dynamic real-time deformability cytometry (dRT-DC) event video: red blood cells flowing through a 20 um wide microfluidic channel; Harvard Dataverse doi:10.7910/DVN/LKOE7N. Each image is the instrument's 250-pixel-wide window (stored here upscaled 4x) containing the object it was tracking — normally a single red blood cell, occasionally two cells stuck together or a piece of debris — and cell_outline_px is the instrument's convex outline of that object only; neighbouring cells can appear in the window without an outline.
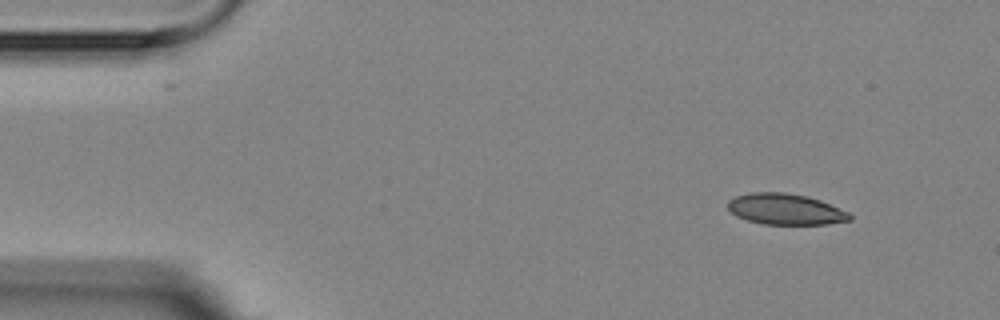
{"species": "Egyptian fruit bat (a non-hibernating species)", "species_latin": "Rousettus aegyptiacus", "temperature_condition": "room temperature", "stored_images_in_passage": 4, "camera_frame_rate_fps": 3000, "um_per_image_px": 0.085, "animal": {"sex": "female"}, "frame": {"image": 1, "passage_image": 1, "time_ms": 0.0, "image_size_px": [1000, 320], "cell_outline_px": [[852, 220], [828, 224], [764, 224], [748, 220], [736, 216], [728, 208], [728, 200], [736, 196], [748, 192], [784, 192], [808, 196], [820, 200], [848, 212], [852, 216]], "centroid_in_image_um": [66.76, 17.77], "position_along_channel_um": 18.2, "area_um2": 22.02}}
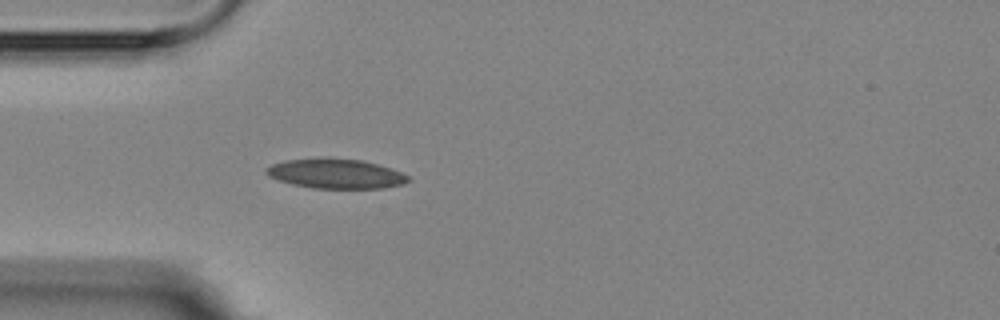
{"frame": {"image": 2, "passage_image": 4, "time_ms": 3.333, "image_size_px": [1000, 320], "cell_outline_px": [[412, 180], [404, 184], [384, 188], [312, 188], [292, 184], [268, 176], [264, 172], [264, 168], [272, 164], [284, 160], [324, 156], [328, 156], [360, 160], [376, 164], [400, 172], [408, 176]], "centroid_in_image_um": [28.49, 14.74], "position_along_channel_um": 56.5, "area_um2": 24.91}}